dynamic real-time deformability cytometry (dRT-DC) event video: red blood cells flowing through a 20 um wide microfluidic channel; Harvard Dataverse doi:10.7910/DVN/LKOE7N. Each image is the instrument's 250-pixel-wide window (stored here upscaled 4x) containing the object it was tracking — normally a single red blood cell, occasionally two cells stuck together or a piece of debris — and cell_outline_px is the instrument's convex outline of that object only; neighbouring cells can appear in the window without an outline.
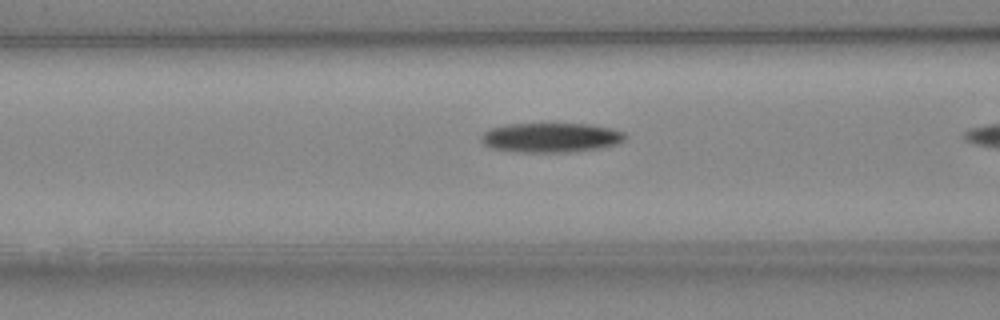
{"species": "Egyptian fruit bat (a non-hibernating species)", "species_latin": "Rousettus aegyptiacus", "temperature_condition": "cold", "stored_images_in_passage": 18, "camera_frame_rate_fps": 3000, "um_per_image_px": 0.085, "animal": {"sex": "female"}, "frame": {"image": 1, "passage_image": 13, "time_ms": 4.0, "image_size_px": [1000, 320], "cell_outline_px": [[628, 136], [624, 140], [616, 144], [596, 148], [560, 152], [524, 152], [492, 148], [484, 144], [480, 140], [480, 136], [484, 132], [492, 128], [508, 124], [588, 124], [612, 128], [624, 132]], "centroid_in_image_um": [46.82, 11.68], "position_along_channel_um": 119.8, "area_um2": 24.45}}
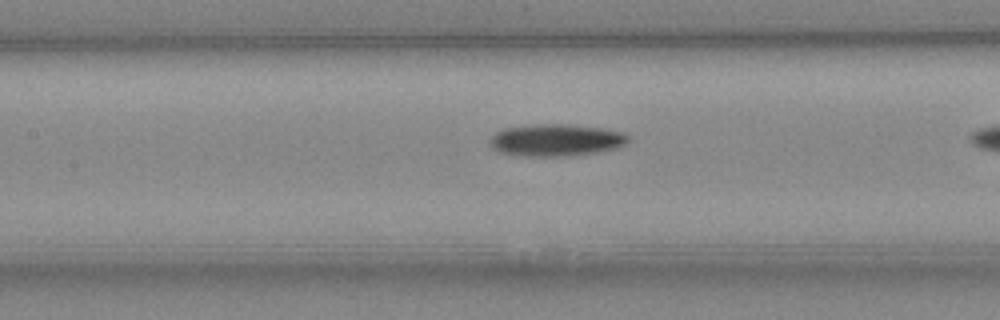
{"frame": {"image": 2, "passage_image": 16, "time_ms": 5.0, "image_size_px": [1000, 320], "cell_outline_px": [[628, 140], [624, 144], [616, 148], [600, 152], [568, 156], [528, 156], [500, 152], [492, 148], [488, 140], [496, 132], [504, 128], [536, 124], [568, 124], [604, 128], [620, 132], [628, 136]], "centroid_in_image_um": [47.25, 11.9], "position_along_channel_um": 160.2, "area_um2": 25.84}}